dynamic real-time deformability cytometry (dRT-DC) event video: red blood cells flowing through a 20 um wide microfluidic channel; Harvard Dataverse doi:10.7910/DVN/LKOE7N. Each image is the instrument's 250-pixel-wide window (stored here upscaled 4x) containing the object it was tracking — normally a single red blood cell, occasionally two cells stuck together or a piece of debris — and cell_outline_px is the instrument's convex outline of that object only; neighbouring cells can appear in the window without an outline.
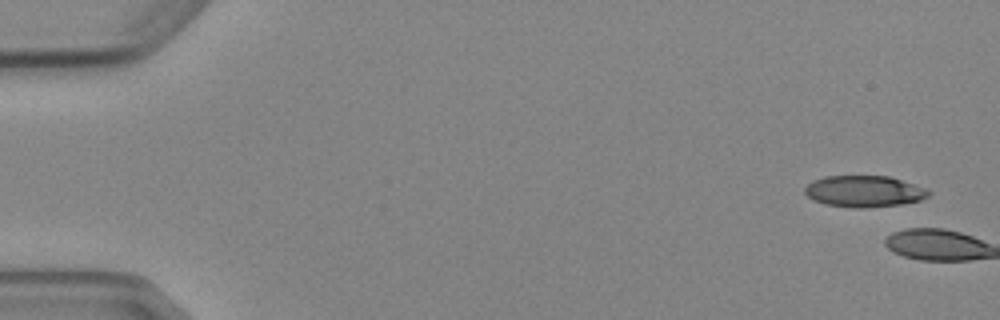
{"species": "Egyptian fruit bat (a non-hibernating species)", "species_latin": "Rousettus aegyptiacus", "temperature_condition": "cold", "stored_images_in_passage": 2, "camera_frame_rate_fps": 3000, "um_per_image_px": 0.085, "animal": {"sex": "female"}, "frame": {"image": 1, "passage_image": 1, "time_ms": 0.0, "image_size_px": [1000, 320], "cell_outline_px": [[932, 192], [928, 196], [920, 200], [900, 204], [868, 208], [852, 208], [824, 204], [812, 200], [804, 192], [804, 188], [812, 180], [824, 176], [888, 176], [924, 188]], "centroid_in_image_um": [73.39, 16.27], "position_along_channel_um": 11.6, "area_um2": 22.66}}